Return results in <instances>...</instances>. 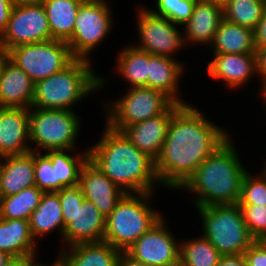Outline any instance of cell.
I'll list each match as a JSON object with an SVG mask.
<instances>
[{"label": "cell", "mask_w": 266, "mask_h": 266, "mask_svg": "<svg viewBox=\"0 0 266 266\" xmlns=\"http://www.w3.org/2000/svg\"><path fill=\"white\" fill-rule=\"evenodd\" d=\"M205 114L183 105L170 122L155 172L159 184L165 188L179 189L198 166L231 135L216 126Z\"/></svg>", "instance_id": "6da1fadb"}, {"label": "cell", "mask_w": 266, "mask_h": 266, "mask_svg": "<svg viewBox=\"0 0 266 266\" xmlns=\"http://www.w3.org/2000/svg\"><path fill=\"white\" fill-rule=\"evenodd\" d=\"M101 139L88 148L89 160L125 193H154L159 186L155 161L122 131L105 123Z\"/></svg>", "instance_id": "7a4b0ae2"}, {"label": "cell", "mask_w": 266, "mask_h": 266, "mask_svg": "<svg viewBox=\"0 0 266 266\" xmlns=\"http://www.w3.org/2000/svg\"><path fill=\"white\" fill-rule=\"evenodd\" d=\"M229 137L205 159L178 189L195 194V207L235 204L248 172L242 165L235 144Z\"/></svg>", "instance_id": "3957f363"}, {"label": "cell", "mask_w": 266, "mask_h": 266, "mask_svg": "<svg viewBox=\"0 0 266 266\" xmlns=\"http://www.w3.org/2000/svg\"><path fill=\"white\" fill-rule=\"evenodd\" d=\"M91 62L75 58L62 71L36 82L32 107L74 111V105L102 89L108 79L96 74Z\"/></svg>", "instance_id": "277c9868"}, {"label": "cell", "mask_w": 266, "mask_h": 266, "mask_svg": "<svg viewBox=\"0 0 266 266\" xmlns=\"http://www.w3.org/2000/svg\"><path fill=\"white\" fill-rule=\"evenodd\" d=\"M154 193H126L106 217L104 242L125 252L162 217L151 206ZM154 209V210H153Z\"/></svg>", "instance_id": "5b68a950"}, {"label": "cell", "mask_w": 266, "mask_h": 266, "mask_svg": "<svg viewBox=\"0 0 266 266\" xmlns=\"http://www.w3.org/2000/svg\"><path fill=\"white\" fill-rule=\"evenodd\" d=\"M201 217L203 235L222 255H239L256 241L235 204L195 207Z\"/></svg>", "instance_id": "8992f818"}, {"label": "cell", "mask_w": 266, "mask_h": 266, "mask_svg": "<svg viewBox=\"0 0 266 266\" xmlns=\"http://www.w3.org/2000/svg\"><path fill=\"white\" fill-rule=\"evenodd\" d=\"M57 192L64 222L62 240L65 246L61 249L81 243L103 241L106 217L92 202L84 198L81 187L79 185L64 187Z\"/></svg>", "instance_id": "52a82bcc"}, {"label": "cell", "mask_w": 266, "mask_h": 266, "mask_svg": "<svg viewBox=\"0 0 266 266\" xmlns=\"http://www.w3.org/2000/svg\"><path fill=\"white\" fill-rule=\"evenodd\" d=\"M31 151L77 150V138L82 125L75 111L29 109ZM33 144H35L33 146ZM33 147V148H32Z\"/></svg>", "instance_id": "ba28073f"}, {"label": "cell", "mask_w": 266, "mask_h": 266, "mask_svg": "<svg viewBox=\"0 0 266 266\" xmlns=\"http://www.w3.org/2000/svg\"><path fill=\"white\" fill-rule=\"evenodd\" d=\"M113 102L102 107L107 114L106 124L118 131L165 113L175 103L163 92L149 87L129 88L124 96Z\"/></svg>", "instance_id": "9c48e42d"}, {"label": "cell", "mask_w": 266, "mask_h": 266, "mask_svg": "<svg viewBox=\"0 0 266 266\" xmlns=\"http://www.w3.org/2000/svg\"><path fill=\"white\" fill-rule=\"evenodd\" d=\"M110 7L108 0H89L81 4L72 37L66 42L74 58L90 61V53L108 37L114 24Z\"/></svg>", "instance_id": "30bf717a"}, {"label": "cell", "mask_w": 266, "mask_h": 266, "mask_svg": "<svg viewBox=\"0 0 266 266\" xmlns=\"http://www.w3.org/2000/svg\"><path fill=\"white\" fill-rule=\"evenodd\" d=\"M7 53L34 83L62 71L75 59L66 42L54 39L13 47Z\"/></svg>", "instance_id": "8fae6325"}, {"label": "cell", "mask_w": 266, "mask_h": 266, "mask_svg": "<svg viewBox=\"0 0 266 266\" xmlns=\"http://www.w3.org/2000/svg\"><path fill=\"white\" fill-rule=\"evenodd\" d=\"M138 40L134 46L149 54L174 58L176 51L186 47L184 35L178 25L169 19L153 14L147 7L137 10Z\"/></svg>", "instance_id": "7c38bea8"}, {"label": "cell", "mask_w": 266, "mask_h": 266, "mask_svg": "<svg viewBox=\"0 0 266 266\" xmlns=\"http://www.w3.org/2000/svg\"><path fill=\"white\" fill-rule=\"evenodd\" d=\"M45 9L42 4L14 6L0 46L6 51L20 45L51 40Z\"/></svg>", "instance_id": "4fadbf2b"}, {"label": "cell", "mask_w": 266, "mask_h": 266, "mask_svg": "<svg viewBox=\"0 0 266 266\" xmlns=\"http://www.w3.org/2000/svg\"><path fill=\"white\" fill-rule=\"evenodd\" d=\"M166 224L162 217L125 252L148 266H179L180 242L168 231Z\"/></svg>", "instance_id": "5bb4252c"}, {"label": "cell", "mask_w": 266, "mask_h": 266, "mask_svg": "<svg viewBox=\"0 0 266 266\" xmlns=\"http://www.w3.org/2000/svg\"><path fill=\"white\" fill-rule=\"evenodd\" d=\"M182 106L174 103L165 113L126 126L122 132L137 149L155 161L162 150L173 115Z\"/></svg>", "instance_id": "9a60e30c"}, {"label": "cell", "mask_w": 266, "mask_h": 266, "mask_svg": "<svg viewBox=\"0 0 266 266\" xmlns=\"http://www.w3.org/2000/svg\"><path fill=\"white\" fill-rule=\"evenodd\" d=\"M209 61L207 72L212 79L222 80L227 89H237L258 75L256 53L214 54Z\"/></svg>", "instance_id": "2e32d148"}, {"label": "cell", "mask_w": 266, "mask_h": 266, "mask_svg": "<svg viewBox=\"0 0 266 266\" xmlns=\"http://www.w3.org/2000/svg\"><path fill=\"white\" fill-rule=\"evenodd\" d=\"M29 108L0 107V158L31 151Z\"/></svg>", "instance_id": "e0dca14e"}, {"label": "cell", "mask_w": 266, "mask_h": 266, "mask_svg": "<svg viewBox=\"0 0 266 266\" xmlns=\"http://www.w3.org/2000/svg\"><path fill=\"white\" fill-rule=\"evenodd\" d=\"M79 186L84 198L92 202L105 217L113 211L126 194L89 159L81 169Z\"/></svg>", "instance_id": "ac0fdd59"}, {"label": "cell", "mask_w": 266, "mask_h": 266, "mask_svg": "<svg viewBox=\"0 0 266 266\" xmlns=\"http://www.w3.org/2000/svg\"><path fill=\"white\" fill-rule=\"evenodd\" d=\"M34 86L27 73L7 58L0 74V107L30 109Z\"/></svg>", "instance_id": "d6986e66"}, {"label": "cell", "mask_w": 266, "mask_h": 266, "mask_svg": "<svg viewBox=\"0 0 266 266\" xmlns=\"http://www.w3.org/2000/svg\"><path fill=\"white\" fill-rule=\"evenodd\" d=\"M222 19V6L206 0H196L192 16L183 25L186 47L196 43L210 46Z\"/></svg>", "instance_id": "ffe728a7"}, {"label": "cell", "mask_w": 266, "mask_h": 266, "mask_svg": "<svg viewBox=\"0 0 266 266\" xmlns=\"http://www.w3.org/2000/svg\"><path fill=\"white\" fill-rule=\"evenodd\" d=\"M184 64L175 58L150 54L148 60L147 87L163 92L175 103L185 105L180 93V78L183 77Z\"/></svg>", "instance_id": "44dd1931"}, {"label": "cell", "mask_w": 266, "mask_h": 266, "mask_svg": "<svg viewBox=\"0 0 266 266\" xmlns=\"http://www.w3.org/2000/svg\"><path fill=\"white\" fill-rule=\"evenodd\" d=\"M35 185L34 152L0 158V197Z\"/></svg>", "instance_id": "7402d4cb"}, {"label": "cell", "mask_w": 266, "mask_h": 266, "mask_svg": "<svg viewBox=\"0 0 266 266\" xmlns=\"http://www.w3.org/2000/svg\"><path fill=\"white\" fill-rule=\"evenodd\" d=\"M67 266H118L122 252L109 243H81L59 250Z\"/></svg>", "instance_id": "603a6c76"}, {"label": "cell", "mask_w": 266, "mask_h": 266, "mask_svg": "<svg viewBox=\"0 0 266 266\" xmlns=\"http://www.w3.org/2000/svg\"><path fill=\"white\" fill-rule=\"evenodd\" d=\"M29 226L32 237L36 242L40 236H48L55 229L58 230L62 240L64 222L58 192L43 193L38 207L29 218Z\"/></svg>", "instance_id": "cb8c5ba5"}, {"label": "cell", "mask_w": 266, "mask_h": 266, "mask_svg": "<svg viewBox=\"0 0 266 266\" xmlns=\"http://www.w3.org/2000/svg\"><path fill=\"white\" fill-rule=\"evenodd\" d=\"M0 251L12 257L37 255L29 220L0 218Z\"/></svg>", "instance_id": "d4e9b609"}, {"label": "cell", "mask_w": 266, "mask_h": 266, "mask_svg": "<svg viewBox=\"0 0 266 266\" xmlns=\"http://www.w3.org/2000/svg\"><path fill=\"white\" fill-rule=\"evenodd\" d=\"M213 54L256 53L254 31L222 19L210 44Z\"/></svg>", "instance_id": "484cf974"}, {"label": "cell", "mask_w": 266, "mask_h": 266, "mask_svg": "<svg viewBox=\"0 0 266 266\" xmlns=\"http://www.w3.org/2000/svg\"><path fill=\"white\" fill-rule=\"evenodd\" d=\"M83 2L78 0H44L51 37L67 42L73 34L75 19Z\"/></svg>", "instance_id": "4316f807"}, {"label": "cell", "mask_w": 266, "mask_h": 266, "mask_svg": "<svg viewBox=\"0 0 266 266\" xmlns=\"http://www.w3.org/2000/svg\"><path fill=\"white\" fill-rule=\"evenodd\" d=\"M150 54L133 44L125 46L117 54V74L130 83L128 88L147 87L148 60Z\"/></svg>", "instance_id": "83f0119b"}, {"label": "cell", "mask_w": 266, "mask_h": 266, "mask_svg": "<svg viewBox=\"0 0 266 266\" xmlns=\"http://www.w3.org/2000/svg\"><path fill=\"white\" fill-rule=\"evenodd\" d=\"M76 152V150H50L45 153L51 160L55 181H59L63 187L79 185L81 169L89 159L88 148L83 152Z\"/></svg>", "instance_id": "f1b7e54d"}, {"label": "cell", "mask_w": 266, "mask_h": 266, "mask_svg": "<svg viewBox=\"0 0 266 266\" xmlns=\"http://www.w3.org/2000/svg\"><path fill=\"white\" fill-rule=\"evenodd\" d=\"M44 191L36 185L25 188L17 194L0 197V218L29 220L38 207Z\"/></svg>", "instance_id": "f546056e"}, {"label": "cell", "mask_w": 266, "mask_h": 266, "mask_svg": "<svg viewBox=\"0 0 266 266\" xmlns=\"http://www.w3.org/2000/svg\"><path fill=\"white\" fill-rule=\"evenodd\" d=\"M180 241L179 266H217L222 254L204 236Z\"/></svg>", "instance_id": "4dcf8cb0"}, {"label": "cell", "mask_w": 266, "mask_h": 266, "mask_svg": "<svg viewBox=\"0 0 266 266\" xmlns=\"http://www.w3.org/2000/svg\"><path fill=\"white\" fill-rule=\"evenodd\" d=\"M222 8L224 19L254 31L266 10V0H228Z\"/></svg>", "instance_id": "1f68e13d"}, {"label": "cell", "mask_w": 266, "mask_h": 266, "mask_svg": "<svg viewBox=\"0 0 266 266\" xmlns=\"http://www.w3.org/2000/svg\"><path fill=\"white\" fill-rule=\"evenodd\" d=\"M261 170L258 175L245 174L238 205H266V167Z\"/></svg>", "instance_id": "d6a6232c"}, {"label": "cell", "mask_w": 266, "mask_h": 266, "mask_svg": "<svg viewBox=\"0 0 266 266\" xmlns=\"http://www.w3.org/2000/svg\"><path fill=\"white\" fill-rule=\"evenodd\" d=\"M155 3L157 10L149 8L153 14L183 26L192 16L196 0H156Z\"/></svg>", "instance_id": "836d02e7"}, {"label": "cell", "mask_w": 266, "mask_h": 266, "mask_svg": "<svg viewBox=\"0 0 266 266\" xmlns=\"http://www.w3.org/2000/svg\"><path fill=\"white\" fill-rule=\"evenodd\" d=\"M36 186L44 192H57L64 188L59 181H55L51 160L44 154L34 152Z\"/></svg>", "instance_id": "e575fe53"}, {"label": "cell", "mask_w": 266, "mask_h": 266, "mask_svg": "<svg viewBox=\"0 0 266 266\" xmlns=\"http://www.w3.org/2000/svg\"><path fill=\"white\" fill-rule=\"evenodd\" d=\"M245 225L256 241L266 240V205H239Z\"/></svg>", "instance_id": "d590c367"}, {"label": "cell", "mask_w": 266, "mask_h": 266, "mask_svg": "<svg viewBox=\"0 0 266 266\" xmlns=\"http://www.w3.org/2000/svg\"><path fill=\"white\" fill-rule=\"evenodd\" d=\"M247 266H266V240L255 241L244 253Z\"/></svg>", "instance_id": "8d00e7d4"}, {"label": "cell", "mask_w": 266, "mask_h": 266, "mask_svg": "<svg viewBox=\"0 0 266 266\" xmlns=\"http://www.w3.org/2000/svg\"><path fill=\"white\" fill-rule=\"evenodd\" d=\"M254 44L256 49H266V10L254 30Z\"/></svg>", "instance_id": "74e56055"}, {"label": "cell", "mask_w": 266, "mask_h": 266, "mask_svg": "<svg viewBox=\"0 0 266 266\" xmlns=\"http://www.w3.org/2000/svg\"><path fill=\"white\" fill-rule=\"evenodd\" d=\"M13 7L9 0H0V36L6 30Z\"/></svg>", "instance_id": "f35d334b"}, {"label": "cell", "mask_w": 266, "mask_h": 266, "mask_svg": "<svg viewBox=\"0 0 266 266\" xmlns=\"http://www.w3.org/2000/svg\"><path fill=\"white\" fill-rule=\"evenodd\" d=\"M257 70L260 77L261 89L266 87V49H256Z\"/></svg>", "instance_id": "ab89813d"}, {"label": "cell", "mask_w": 266, "mask_h": 266, "mask_svg": "<svg viewBox=\"0 0 266 266\" xmlns=\"http://www.w3.org/2000/svg\"><path fill=\"white\" fill-rule=\"evenodd\" d=\"M217 266H247L244 254L222 255Z\"/></svg>", "instance_id": "60d3db41"}, {"label": "cell", "mask_w": 266, "mask_h": 266, "mask_svg": "<svg viewBox=\"0 0 266 266\" xmlns=\"http://www.w3.org/2000/svg\"><path fill=\"white\" fill-rule=\"evenodd\" d=\"M37 255L11 257L4 266H33Z\"/></svg>", "instance_id": "b9f144b4"}, {"label": "cell", "mask_w": 266, "mask_h": 266, "mask_svg": "<svg viewBox=\"0 0 266 266\" xmlns=\"http://www.w3.org/2000/svg\"><path fill=\"white\" fill-rule=\"evenodd\" d=\"M118 266H148V265L133 259L126 252H122Z\"/></svg>", "instance_id": "7bdbcfd3"}, {"label": "cell", "mask_w": 266, "mask_h": 266, "mask_svg": "<svg viewBox=\"0 0 266 266\" xmlns=\"http://www.w3.org/2000/svg\"><path fill=\"white\" fill-rule=\"evenodd\" d=\"M33 266H47V263L43 265V263L37 262V260H35ZM48 266H67V264L64 259L60 255H58L57 259H55V261Z\"/></svg>", "instance_id": "ee69618b"}, {"label": "cell", "mask_w": 266, "mask_h": 266, "mask_svg": "<svg viewBox=\"0 0 266 266\" xmlns=\"http://www.w3.org/2000/svg\"><path fill=\"white\" fill-rule=\"evenodd\" d=\"M14 6L25 4H42L44 0H9Z\"/></svg>", "instance_id": "f6af8a7d"}, {"label": "cell", "mask_w": 266, "mask_h": 266, "mask_svg": "<svg viewBox=\"0 0 266 266\" xmlns=\"http://www.w3.org/2000/svg\"><path fill=\"white\" fill-rule=\"evenodd\" d=\"M7 58H8L7 51L3 47L0 46V74H1L3 65Z\"/></svg>", "instance_id": "bcb514c9"}, {"label": "cell", "mask_w": 266, "mask_h": 266, "mask_svg": "<svg viewBox=\"0 0 266 266\" xmlns=\"http://www.w3.org/2000/svg\"><path fill=\"white\" fill-rule=\"evenodd\" d=\"M11 257L8 253L0 251V266H4Z\"/></svg>", "instance_id": "7dc6e473"}, {"label": "cell", "mask_w": 266, "mask_h": 266, "mask_svg": "<svg viewBox=\"0 0 266 266\" xmlns=\"http://www.w3.org/2000/svg\"><path fill=\"white\" fill-rule=\"evenodd\" d=\"M206 1H210L212 3L219 4L220 6H223L228 0H206Z\"/></svg>", "instance_id": "c3c4849f"}, {"label": "cell", "mask_w": 266, "mask_h": 266, "mask_svg": "<svg viewBox=\"0 0 266 266\" xmlns=\"http://www.w3.org/2000/svg\"><path fill=\"white\" fill-rule=\"evenodd\" d=\"M260 94L263 96L265 104H266V87H264L263 90H261Z\"/></svg>", "instance_id": "681fc988"}, {"label": "cell", "mask_w": 266, "mask_h": 266, "mask_svg": "<svg viewBox=\"0 0 266 266\" xmlns=\"http://www.w3.org/2000/svg\"><path fill=\"white\" fill-rule=\"evenodd\" d=\"M78 1H80V2H83V3H84V2H87V1H89V0H78Z\"/></svg>", "instance_id": "f907efd6"}]
</instances>
